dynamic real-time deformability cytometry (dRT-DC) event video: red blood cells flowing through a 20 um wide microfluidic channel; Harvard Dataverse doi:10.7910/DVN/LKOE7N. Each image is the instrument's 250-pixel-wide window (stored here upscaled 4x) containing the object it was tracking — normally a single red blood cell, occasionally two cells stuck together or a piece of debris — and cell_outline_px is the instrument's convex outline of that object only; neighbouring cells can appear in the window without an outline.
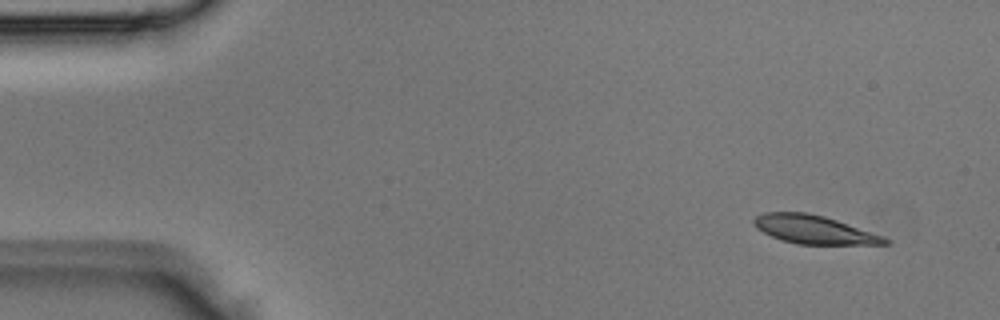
{"species": "Egyptian fruit bat (a non-hibernating species)", "species_latin": "Rousettus aegyptiacus", "temperature_condition": "room temperature", "stored_images_in_passage": 4, "camera_frame_rate_fps": 3000, "um_per_image_px": 0.085, "animal": {"sex": "male"}, "frame": {"image": 1, "passage_image": 1, "time_ms": 0.0, "image_size_px": [1000, 320], "cell_outline_px": [[888, 244], [796, 244], [780, 240], [756, 228], [752, 220], [756, 216], [764, 212], [808, 212], [824, 216], [884, 236], [888, 240]], "centroid_in_image_um": [69.15, 19.51], "position_along_channel_um": 15.9, "area_um2": 21.56}}